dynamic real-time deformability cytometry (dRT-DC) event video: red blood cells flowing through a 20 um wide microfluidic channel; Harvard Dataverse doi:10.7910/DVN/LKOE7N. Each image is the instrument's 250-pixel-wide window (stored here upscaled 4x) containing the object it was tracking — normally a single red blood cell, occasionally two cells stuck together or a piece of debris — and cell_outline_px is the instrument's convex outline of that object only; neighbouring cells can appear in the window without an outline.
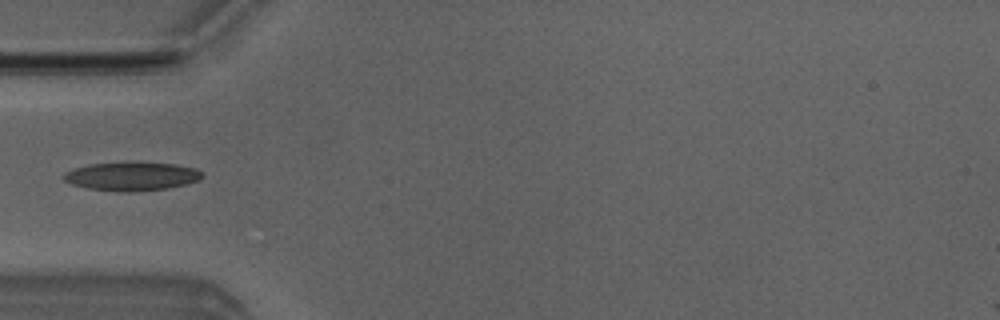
{"species": "Egyptian fruit bat (a non-hibernating species)", "species_latin": "Rousettus aegyptiacus", "temperature_condition": "room temperature", "stored_images_in_passage": 4, "camera_frame_rate_fps": 3000, "um_per_image_px": 0.085, "animal": {"sex": "male"}, "frame": {"image": 1, "passage_image": 3, "time_ms": 2.333, "image_size_px": [1000, 320], "cell_outline_px": [[200, 180], [188, 184], [168, 188], [132, 192], [120, 192], [88, 188], [72, 184], [64, 180], [60, 176], [64, 172], [88, 164], [140, 160], [176, 164], [196, 168], [200, 172]], "centroid_in_image_um": [11.19, 14.96], "position_along_channel_um": 73.8, "area_um2": 23.76}}